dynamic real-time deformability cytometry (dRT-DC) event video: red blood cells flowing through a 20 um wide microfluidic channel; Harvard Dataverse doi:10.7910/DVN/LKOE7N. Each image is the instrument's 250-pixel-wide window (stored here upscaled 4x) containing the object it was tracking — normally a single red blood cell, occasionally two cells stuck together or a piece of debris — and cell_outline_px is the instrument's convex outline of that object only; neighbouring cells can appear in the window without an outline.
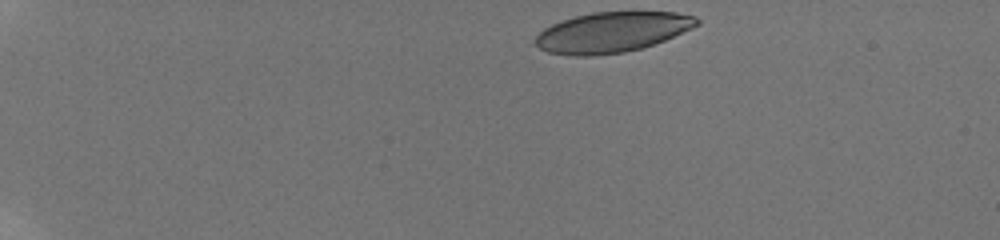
{"species": "human", "species_latin": "Homo sapiens", "temperature_condition": "room temperature", "stored_images_in_passage": 13, "camera_frame_rate_fps": 3000, "um_per_image_px": 0.085, "donor": {"sex": "male"}, "frame": {"image": 1, "passage_image": 1, "time_ms": 0.0, "image_size_px": [1000, 240], "cell_outline_px": [[700, 24], [692, 28], [664, 40], [640, 48], [624, 52], [592, 56], [576, 56], [548, 52], [540, 48], [536, 44], [536, 36], [544, 28], [560, 20], [592, 12], [676, 12], [696, 16], [700, 20]], "centroid_in_image_um": [52.03, 2.73], "position_along_channel_um": 33.0, "area_um2": 37.74}}